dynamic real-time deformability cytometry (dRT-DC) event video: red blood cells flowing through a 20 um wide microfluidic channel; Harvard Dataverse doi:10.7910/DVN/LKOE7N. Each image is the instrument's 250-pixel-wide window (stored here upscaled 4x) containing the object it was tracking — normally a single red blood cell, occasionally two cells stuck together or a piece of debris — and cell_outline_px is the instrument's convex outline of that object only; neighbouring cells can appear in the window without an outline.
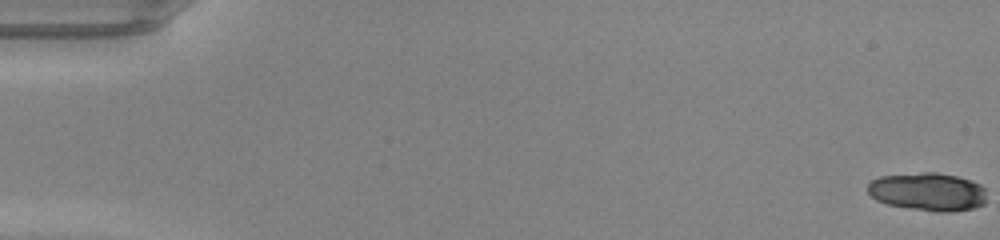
{"species": "common noctule bat (a hibernating species)", "species_latin": "Nyctalus noctula", "temperature_condition": "warm", "stored_images_in_passage": 28, "camera_frame_rate_fps": 3000, "um_per_image_px": 0.085, "animal": {"sex": "male", "body_mass_g": 20.0, "forearm_length_mm": 53.3}, "frame": {"image": 1, "passage_image": 1, "time_ms": 0.0, "image_size_px": [1000, 240], "cell_outline_px": [[984, 204], [972, 208], [952, 212], [936, 212], [888, 204], [876, 200], [868, 192], [868, 184], [872, 180], [880, 176], [920, 172], [936, 172], [956, 176], [972, 180], [980, 184], [984, 188]], "centroid_in_image_um": [78.86, 16.29], "position_along_channel_um": 6.1, "area_um2": 26.36}}
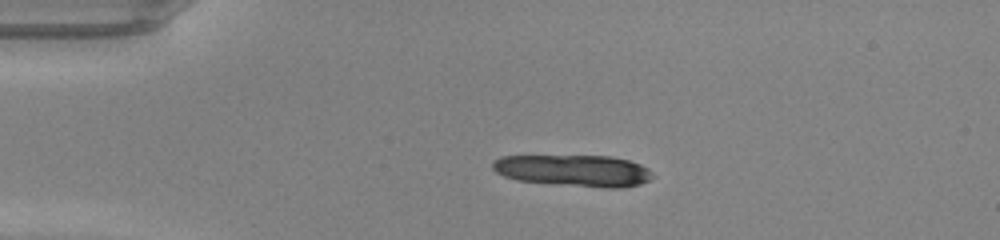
{"frame": {"image": 2, "passage_image": 12, "time_ms": 3.667, "image_size_px": [1000, 240], "cell_outline_px": [[656, 176], [640, 184], [620, 188], [608, 188], [516, 180], [504, 176], [496, 172], [492, 168], [492, 160], [500, 156], [612, 156], [628, 160], [640, 164], [648, 168]], "centroid_in_image_um": [48.78, 14.49], "position_along_channel_um": 36.2, "area_um2": 29.48}}
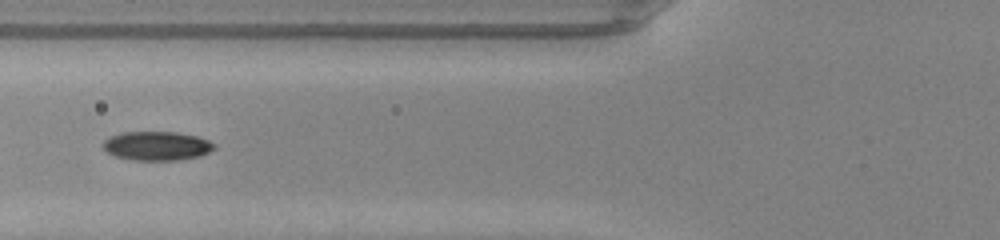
{"frame": {"image": 3, "passage_image": 21, "time_ms": 6.667, "image_size_px": [1000, 240], "cell_outline_px": [[216, 148], [200, 156], [180, 160], [132, 160], [116, 156], [108, 152], [104, 148], [104, 140], [108, 136], [124, 132], [176, 132], [196, 136], [208, 140], [216, 144]], "centroid_in_image_um": [13.35, 12.4], "position_along_channel_um": 112.4, "area_um2": 18.79}}